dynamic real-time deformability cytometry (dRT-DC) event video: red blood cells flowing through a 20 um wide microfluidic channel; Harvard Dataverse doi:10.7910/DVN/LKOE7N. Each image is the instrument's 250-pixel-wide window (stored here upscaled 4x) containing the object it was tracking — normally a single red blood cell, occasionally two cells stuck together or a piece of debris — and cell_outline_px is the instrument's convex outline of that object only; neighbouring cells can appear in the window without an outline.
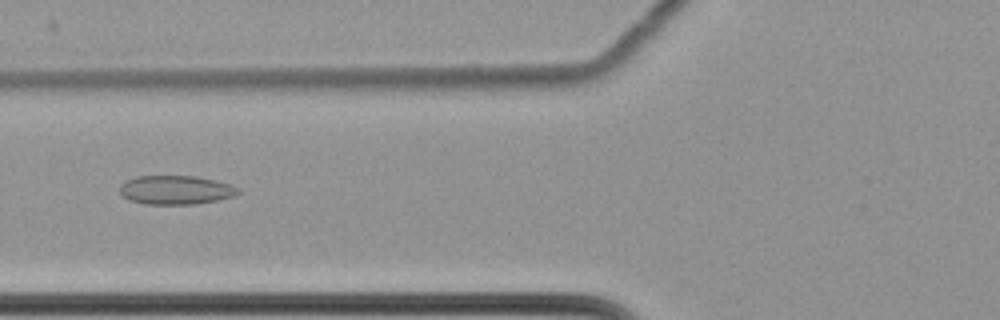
{"species": "common noctule bat (a hibernating species)", "species_latin": "Nyctalus noctula", "temperature_condition": "cold", "stored_images_in_passage": 61, "camera_frame_rate_fps": 3000, "um_per_image_px": 0.085, "animal": {"sex": "female", "body_mass_g": 22.7, "forearm_length_mm": 54.2}, "frame": {"image": 1, "passage_image": 26, "time_ms": 8.333, "image_size_px": [1000, 320], "cell_outline_px": [[240, 192], [232, 196], [216, 200], [196, 204], [144, 204], [128, 200], [120, 192], [120, 184], [136, 176], [196, 176], [216, 180], [232, 184], [240, 188]], "centroid_in_image_um": [14.95, 16.14], "position_along_channel_um": 110.8, "area_um2": 20.0}}
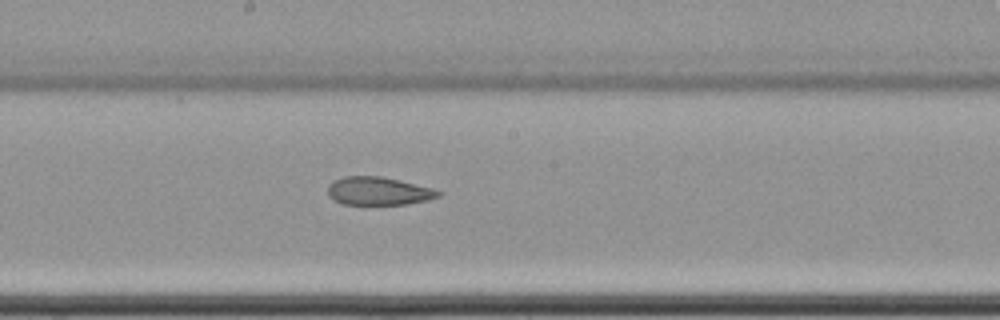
{"frame": {"image": 2, "passage_image": 35, "time_ms": 11.333, "image_size_px": [1000, 320], "cell_outline_px": [[444, 192], [440, 196], [428, 200], [408, 204], [344, 204], [332, 200], [328, 196], [328, 184], [332, 180], [344, 176], [380, 176], [400, 180], [432, 188]], "centroid_in_image_um": [32.16, 16.23], "position_along_channel_um": 216.0, "area_um2": 18.32}}
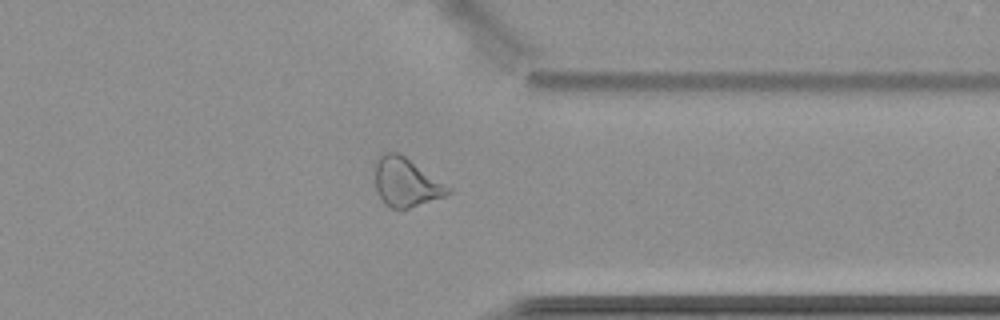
{"frame": {"image": 3, "passage_image": 49, "time_ms": 16.0, "image_size_px": [1000, 320], "cell_outline_px": [[452, 192], [448, 196], [408, 208], [392, 208], [384, 204], [376, 192], [376, 160], [384, 152], [400, 152], [452, 188]], "centroid_in_image_um": [34.55, 15.49], "position_along_channel_um": 376.9, "area_um2": 20.92}, "authors_computed_cell_mechanics": {"area_um2": 22.831, "velocity_mm_per_s": 3.4975, "shape_relaxation_time_tau1_ms": null, "shape_relaxation_time_tau2_ms": 7.8046, "deformation_change_tau1": null, "deformation_change_tau2": 0.1706}}